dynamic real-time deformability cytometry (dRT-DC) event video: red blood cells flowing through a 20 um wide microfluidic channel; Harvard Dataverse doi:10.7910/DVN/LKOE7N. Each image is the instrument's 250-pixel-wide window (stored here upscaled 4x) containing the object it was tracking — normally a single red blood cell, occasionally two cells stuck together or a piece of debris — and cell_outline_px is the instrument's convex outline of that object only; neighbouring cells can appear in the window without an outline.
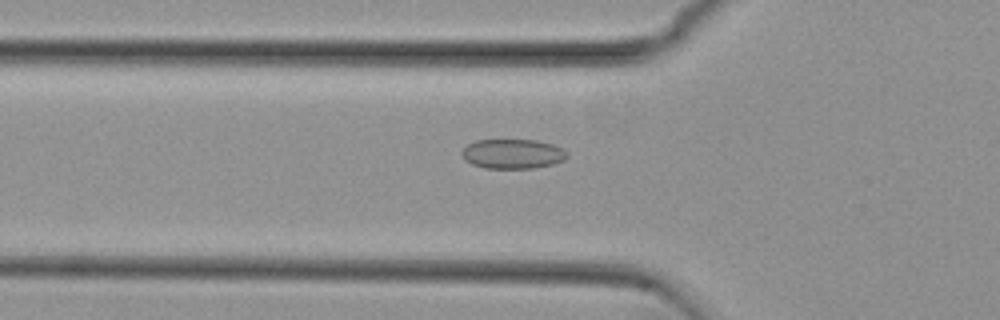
{"species": "common noctule bat (a hibernating species)", "species_latin": "Nyctalus noctula", "temperature_condition": "cold", "stored_images_in_passage": 33, "camera_frame_rate_fps": 3000, "um_per_image_px": 0.085, "animal": {"sex": "female", "body_mass_g": 29.2, "forearm_length_mm": 56.3}, "frame": {"image": 1, "passage_image": 2, "time_ms": 0.333, "image_size_px": [1000, 320], "cell_outline_px": [[568, 156], [564, 160], [552, 164], [532, 168], [484, 168], [472, 164], [464, 160], [460, 152], [468, 144], [476, 140], [536, 140], [552, 144], [568, 152]], "centroid_in_image_um": [43.55, 13.08], "position_along_channel_um": 82.2, "area_um2": 18.15}}
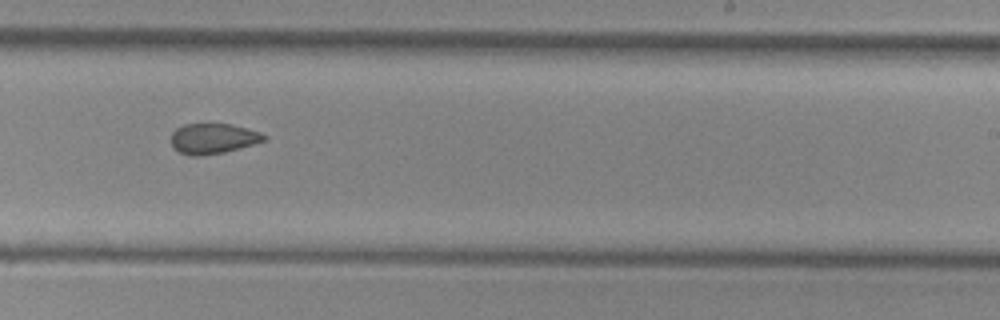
{"frame": {"image": 2, "passage_image": 17, "time_ms": 5.333, "image_size_px": [1000, 320], "cell_outline_px": [[268, 140], [224, 152], [196, 156], [192, 156], [180, 152], [172, 148], [172, 132], [176, 128], [184, 124], [232, 124], [260, 132], [268, 136]], "centroid_in_image_um": [18.13, 11.77], "position_along_channel_um": 270.9, "area_um2": 16.42}}
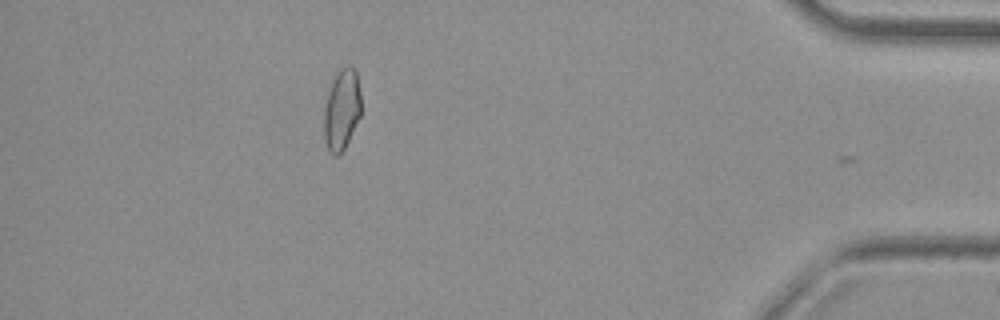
{"frame": {"image": 3, "passage_image": 32, "time_ms": 10.333, "image_size_px": [1000, 320], "cell_outline_px": [[360, 116], [344, 148], [336, 156], [332, 156], [324, 140], [324, 108], [328, 92], [332, 80], [340, 68], [348, 64], [352, 64], [356, 68], [360, 92]], "centroid_in_image_um": [29.04, 9.26], "position_along_channel_um": 406.2, "area_um2": 17.57}, "authors_computed_cell_mechanics": {"area_um2": 17.1666, "velocity_mm_per_s": 3.7691, "shape_relaxation_time_tau1_ms": null, "shape_relaxation_time_tau2_ms": 3.3507, "deformation_change_tau1": null, "deformation_change_tau2": 0.072}}